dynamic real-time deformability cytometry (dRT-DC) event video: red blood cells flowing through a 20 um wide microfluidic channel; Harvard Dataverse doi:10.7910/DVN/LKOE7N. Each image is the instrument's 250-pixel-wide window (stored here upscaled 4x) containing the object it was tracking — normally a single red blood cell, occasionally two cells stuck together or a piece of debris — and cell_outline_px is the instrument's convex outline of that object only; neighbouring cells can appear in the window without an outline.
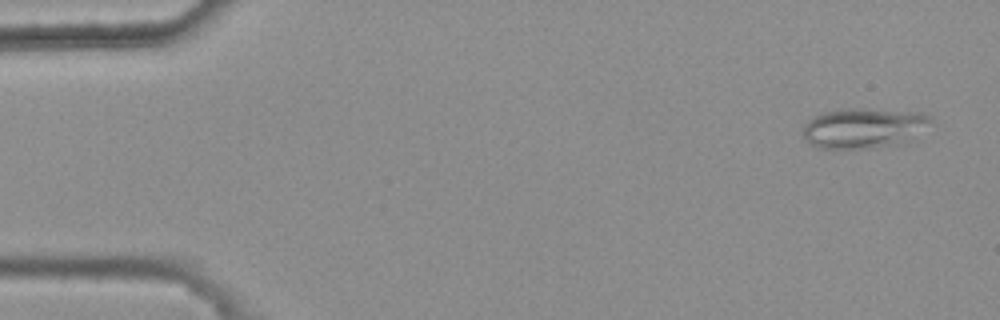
{"species": "common noctule bat (a hibernating species)", "species_latin": "Nyctalus noctula", "temperature_condition": "warm", "stored_images_in_passage": 6, "camera_frame_rate_fps": 3000, "um_per_image_px": 0.085, "animal": {"sex": "female", "body_mass_g": 25.1}, "frame": {"image": 1, "passage_image": 1, "time_ms": 0.0, "image_size_px": [1000, 320], "cell_outline_px": [[932, 120], [900, 144], [876, 148], [816, 148], [804, 136], [804, 124], [812, 116], [824, 112], [844, 108], [868, 108], [920, 112], [932, 116]], "centroid_in_image_um": [73.36, 10.86], "position_along_channel_um": 11.6, "area_um2": 29.65}}
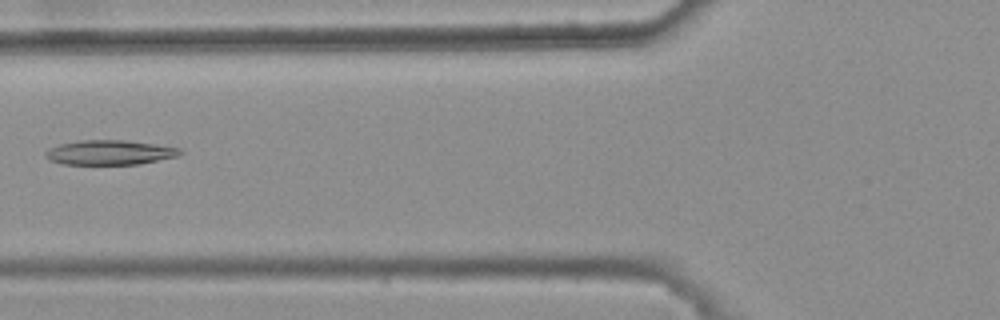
{"frame": {"image": 2, "passage_image": 6, "time_ms": 1.667, "image_size_px": [1000, 320], "cell_outline_px": [[184, 152], [180, 156], [140, 164], [60, 164], [48, 160], [44, 156], [44, 152], [48, 148], [60, 144], [80, 140], [124, 140], [180, 148]], "centroid_in_image_um": [9.3, 12.97], "position_along_channel_um": 116.5, "area_um2": 19.48}}